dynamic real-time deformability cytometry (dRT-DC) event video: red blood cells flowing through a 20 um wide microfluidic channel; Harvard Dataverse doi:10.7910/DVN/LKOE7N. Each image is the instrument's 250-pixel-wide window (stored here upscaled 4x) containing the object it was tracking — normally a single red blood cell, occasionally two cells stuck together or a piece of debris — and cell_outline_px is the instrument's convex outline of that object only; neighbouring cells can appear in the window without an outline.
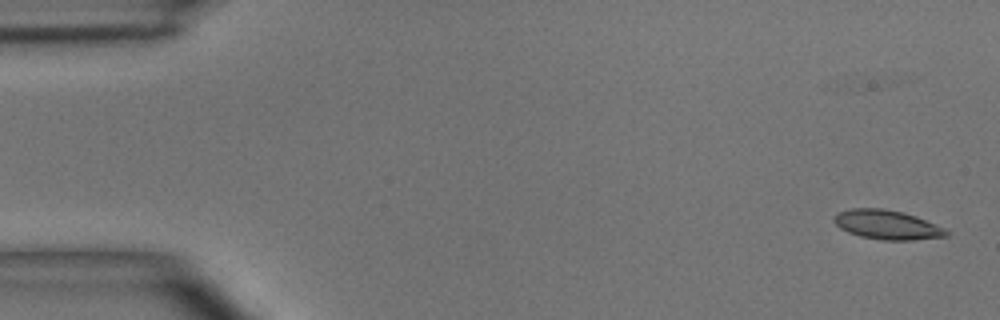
{"species": "common noctule bat (a hibernating species)", "species_latin": "Nyctalus noctula", "temperature_condition": "room temperature", "stored_images_in_passage": 4, "camera_frame_rate_fps": 3000, "um_per_image_px": 0.085, "animal": {"sex": "male", "body_mass_g": 15.6}, "frame": {"image": 1, "passage_image": 1, "time_ms": 0.0, "image_size_px": [1000, 320], "cell_outline_px": [[948, 236], [912, 240], [884, 240], [860, 236], [848, 232], [840, 228], [832, 220], [832, 216], [836, 212], [848, 208], [884, 208], [904, 212], [916, 216], [944, 228], [948, 232]], "centroid_in_image_um": [75.34, 19.08], "position_along_channel_um": 9.7, "area_um2": 19.31}}
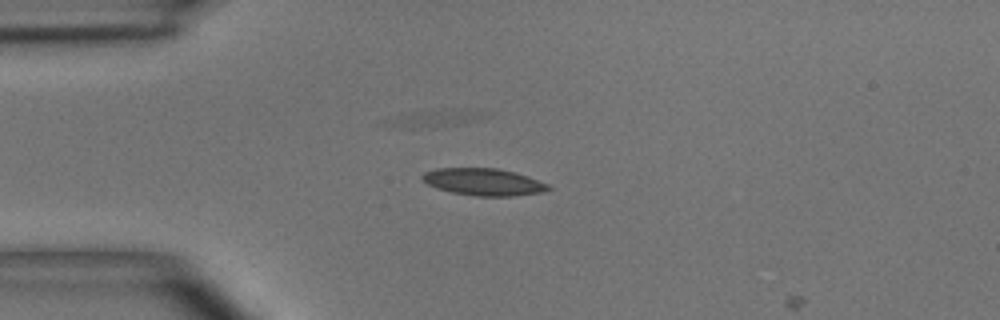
{"frame": {"image": 2, "passage_image": 4, "time_ms": 3.667, "image_size_px": [1000, 320], "cell_outline_px": [[552, 188], [540, 192], [512, 196], [476, 196], [452, 192], [436, 188], [428, 184], [420, 176], [424, 172], [436, 168], [496, 168], [528, 176], [548, 184]], "centroid_in_image_um": [41.07, 15.46], "position_along_channel_um": 43.9, "area_um2": 19.71}}